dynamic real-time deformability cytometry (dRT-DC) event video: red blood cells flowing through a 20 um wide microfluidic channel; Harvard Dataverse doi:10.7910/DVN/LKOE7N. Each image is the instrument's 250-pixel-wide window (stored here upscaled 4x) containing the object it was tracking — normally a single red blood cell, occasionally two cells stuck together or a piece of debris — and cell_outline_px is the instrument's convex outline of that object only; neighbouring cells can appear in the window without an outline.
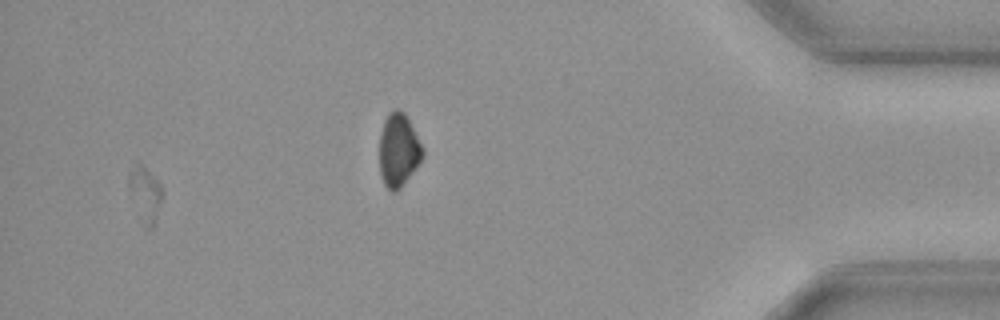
{"species": "common noctule bat (a hibernating species)", "species_latin": "Nyctalus noctula", "temperature_condition": "cold", "stored_images_in_passage": 36, "segment_of_instrument_passage": [2, 3], "camera_frame_rate_fps": 3000, "um_per_image_px": 0.085, "animal": {"sex": "female", "body_mass_g": 19.3, "forearm_length_mm": 54.1}, "frame": {"image": 1, "passage_image": 33, "time_ms": 10.667, "image_size_px": [1000, 320], "cell_outline_px": [[164, 192], [156, 220], [152, 228], [144, 228], [128, 192], [128, 172], [140, 164], [160, 184]], "centroid_in_image_um": [12.33, 16.59], "position_along_channel_um": 422.9, "area_um2": 10.69}}